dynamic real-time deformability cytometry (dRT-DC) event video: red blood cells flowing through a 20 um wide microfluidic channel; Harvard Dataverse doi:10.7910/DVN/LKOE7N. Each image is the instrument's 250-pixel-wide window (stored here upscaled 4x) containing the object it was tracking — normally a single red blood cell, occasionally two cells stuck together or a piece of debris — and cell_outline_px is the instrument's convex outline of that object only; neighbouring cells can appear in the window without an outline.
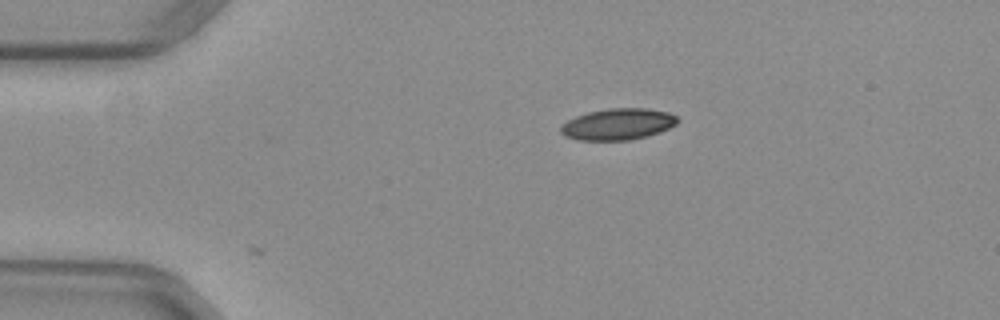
{"species": "common noctule bat (a hibernating species)", "species_latin": "Nyctalus noctula", "temperature_condition": "warm", "stored_images_in_passage": 3, "camera_frame_rate_fps": 3000, "um_per_image_px": 0.085, "animal": {"sex": "female", "body_mass_g": 29.2, "forearm_length_mm": 56.3}, "frame": {"image": 1, "passage_image": 1, "time_ms": 0.0, "image_size_px": [1000, 320], "cell_outline_px": [[680, 120], [676, 124], [660, 132], [628, 140], [580, 140], [564, 136], [560, 132], [560, 128], [568, 120], [576, 116], [588, 112], [608, 108], [648, 108], [668, 112], [676, 116]], "centroid_in_image_um": [52.53, 10.54], "position_along_channel_um": 32.5, "area_um2": 21.27}}